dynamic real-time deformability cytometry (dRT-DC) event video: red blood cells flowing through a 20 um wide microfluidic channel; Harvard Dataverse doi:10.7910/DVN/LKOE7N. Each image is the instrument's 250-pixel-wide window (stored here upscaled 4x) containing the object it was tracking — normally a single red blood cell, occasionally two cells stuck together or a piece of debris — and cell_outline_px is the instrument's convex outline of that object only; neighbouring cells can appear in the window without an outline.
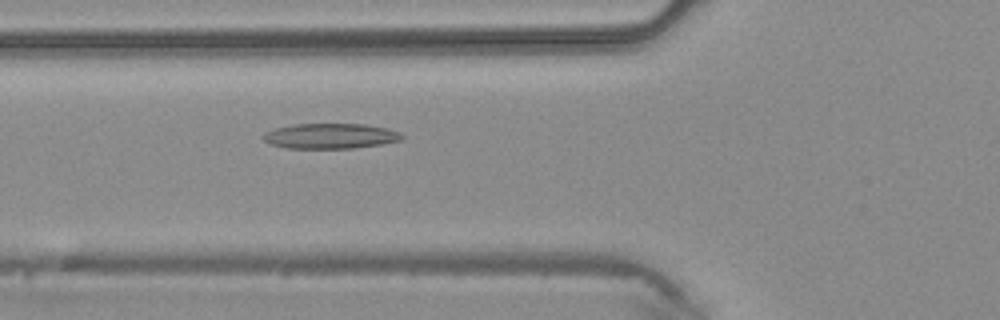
{"species": "common noctule bat (a hibernating species)", "species_latin": "Nyctalus noctula", "temperature_condition": "warm", "stored_images_in_passage": 43, "camera_frame_rate_fps": 3000, "um_per_image_px": 0.085, "animal": {"sex": "male", "body_mass_g": 20.4}, "frame": {"image": 1, "passage_image": 16, "time_ms": 5.0, "image_size_px": [1000, 320], "cell_outline_px": [[404, 140], [380, 144], [352, 148], [288, 148], [268, 144], [264, 140], [264, 132], [276, 128], [292, 124], [364, 124], [384, 128], [400, 132], [404, 136]], "centroid_in_image_um": [28.08, 11.56], "position_along_channel_um": 97.7, "area_um2": 20.35}}
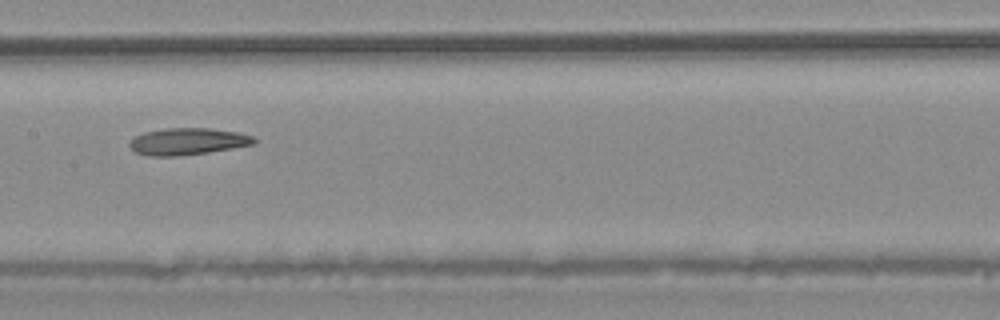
{"frame": {"image": 2, "passage_image": 22, "time_ms": 7.0, "image_size_px": [1000, 320], "cell_outline_px": [[256, 144], [208, 152], [180, 156], [148, 156], [136, 152], [128, 144], [136, 136], [144, 132], [164, 128], [208, 128], [236, 132], [252, 136], [256, 140]], "centroid_in_image_um": [15.95, 12.02], "position_along_channel_um": 191.5, "area_um2": 19.36}}
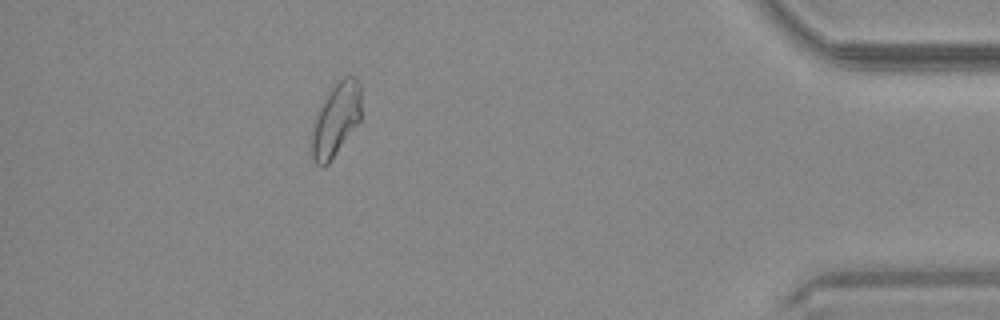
{"frame": {"image": 3, "passage_image": 39, "time_ms": 12.667, "image_size_px": [1000, 320], "cell_outline_px": [[360, 120], [328, 164], [324, 168], [320, 168], [316, 164], [312, 156], [312, 136], [316, 116], [328, 92], [344, 76], [356, 76], [360, 84]], "centroid_in_image_um": [28.56, 10.18], "position_along_channel_um": 406.6, "area_um2": 20.63}}